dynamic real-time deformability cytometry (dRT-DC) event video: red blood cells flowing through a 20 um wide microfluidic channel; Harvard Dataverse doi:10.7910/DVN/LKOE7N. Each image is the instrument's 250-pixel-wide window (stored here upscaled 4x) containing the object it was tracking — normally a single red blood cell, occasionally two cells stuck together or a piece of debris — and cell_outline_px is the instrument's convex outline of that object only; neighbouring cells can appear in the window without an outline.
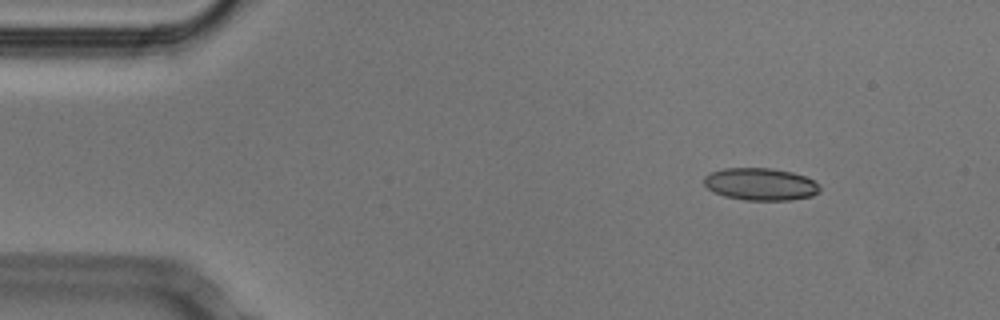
{"species": "Egyptian fruit bat (a non-hibernating species)", "species_latin": "Rousettus aegyptiacus", "temperature_condition": "cold", "stored_images_in_passage": 10, "camera_frame_rate_fps": 3000, "um_per_image_px": 0.085, "animal": {"sex": "male"}, "frame": {"image": 1, "passage_image": 2, "time_ms": 0.333, "image_size_px": [1000, 320], "cell_outline_px": [[820, 192], [812, 196], [792, 200], [744, 200], [724, 196], [708, 188], [704, 184], [704, 176], [712, 172], [724, 168], [772, 168], [792, 172], [804, 176], [820, 184]], "centroid_in_image_um": [64.67, 15.66], "position_along_channel_um": 20.3, "area_um2": 21.85}}